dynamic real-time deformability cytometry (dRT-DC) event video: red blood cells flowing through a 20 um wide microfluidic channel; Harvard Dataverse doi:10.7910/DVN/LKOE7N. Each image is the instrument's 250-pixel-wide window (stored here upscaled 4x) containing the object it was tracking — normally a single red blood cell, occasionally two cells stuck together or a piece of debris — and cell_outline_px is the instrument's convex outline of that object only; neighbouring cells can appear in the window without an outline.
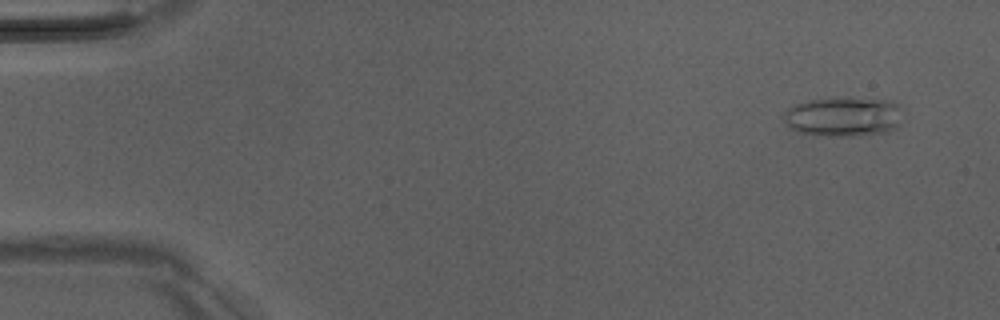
{"species": "Egyptian fruit bat (a non-hibernating species)", "species_latin": "Rousettus aegyptiacus", "temperature_condition": "room temperature", "stored_images_in_passage": 50, "camera_frame_rate_fps": 3000, "um_per_image_px": 0.085, "animal": {"sex": "male"}, "frame": {"image": 1, "passage_image": 3, "time_ms": 0.667, "image_size_px": [1000, 320], "cell_outline_px": [[900, 124], [896, 128], [888, 132], [852, 136], [816, 136], [800, 132], [792, 128], [784, 120], [784, 112], [792, 104], [808, 100], [844, 96], [848, 96], [892, 100], [900, 104]], "centroid_in_image_um": [71.72, 9.89], "position_along_channel_um": 13.3, "area_um2": 28.21}}
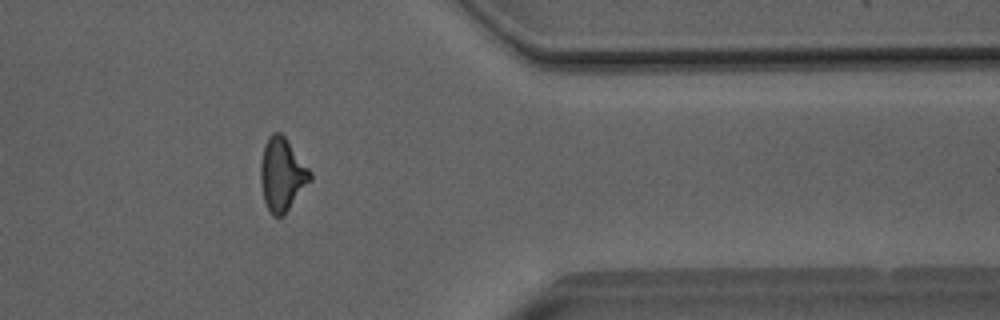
{"frame": {"image": 2, "passage_image": 41, "time_ms": 13.333, "image_size_px": [1000, 320], "cell_outline_px": [[312, 180], [284, 216], [272, 216], [264, 200], [260, 180], [260, 164], [264, 144], [268, 136], [272, 132], [280, 132], [284, 136], [312, 172]], "centroid_in_image_um": [23.98, 14.84], "position_along_channel_um": 387.4, "area_um2": 21.27}}
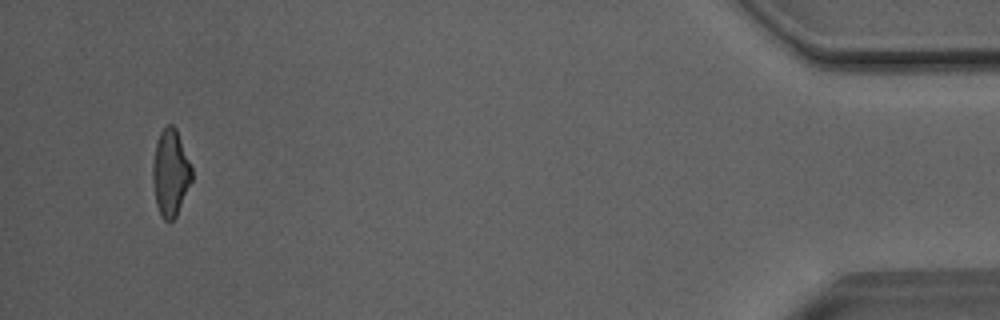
{"frame": {"image": 3, "passage_image": 48, "time_ms": 15.667, "image_size_px": [1000, 320], "cell_outline_px": [[192, 180], [176, 216], [172, 220], [164, 220], [160, 216], [156, 204], [152, 180], [152, 164], [156, 144], [160, 132], [168, 124], [172, 124], [176, 128], [192, 168]], "centroid_in_image_um": [14.48, 14.7], "position_along_channel_um": 420.7, "area_um2": 19.65}, "authors_computed_cell_mechanics": {"area_um2": 21.0392, "velocity_mm_per_s": 4.0786, "shape_relaxation_time_tau1_ms": null, "shape_relaxation_time_tau2_ms": 3.1368, "deformation_change_tau1": null, "deformation_change_tau2": 0.1438}}